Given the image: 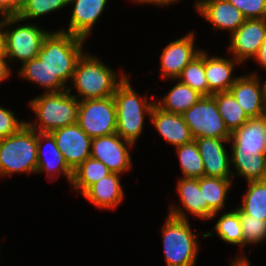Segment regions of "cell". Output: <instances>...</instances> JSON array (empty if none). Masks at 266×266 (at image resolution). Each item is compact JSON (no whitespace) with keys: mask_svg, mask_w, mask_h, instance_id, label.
Listing matches in <instances>:
<instances>
[{"mask_svg":"<svg viewBox=\"0 0 266 266\" xmlns=\"http://www.w3.org/2000/svg\"><path fill=\"white\" fill-rule=\"evenodd\" d=\"M37 131L25 124L18 132L0 139V176L36 173Z\"/></svg>","mask_w":266,"mask_h":266,"instance_id":"cell-5","label":"cell"},{"mask_svg":"<svg viewBox=\"0 0 266 266\" xmlns=\"http://www.w3.org/2000/svg\"><path fill=\"white\" fill-rule=\"evenodd\" d=\"M242 64L235 58L210 57L205 51V76L209 87V96L229 91L238 77H232L236 65Z\"/></svg>","mask_w":266,"mask_h":266,"instance_id":"cell-22","label":"cell"},{"mask_svg":"<svg viewBox=\"0 0 266 266\" xmlns=\"http://www.w3.org/2000/svg\"><path fill=\"white\" fill-rule=\"evenodd\" d=\"M178 79L192 89L197 90L203 96H209V87L205 76L204 50L188 63Z\"/></svg>","mask_w":266,"mask_h":266,"instance_id":"cell-31","label":"cell"},{"mask_svg":"<svg viewBox=\"0 0 266 266\" xmlns=\"http://www.w3.org/2000/svg\"><path fill=\"white\" fill-rule=\"evenodd\" d=\"M0 14L10 16V0H0Z\"/></svg>","mask_w":266,"mask_h":266,"instance_id":"cell-42","label":"cell"},{"mask_svg":"<svg viewBox=\"0 0 266 266\" xmlns=\"http://www.w3.org/2000/svg\"><path fill=\"white\" fill-rule=\"evenodd\" d=\"M189 220L168 214L162 228L164 255L167 266H195L199 241Z\"/></svg>","mask_w":266,"mask_h":266,"instance_id":"cell-6","label":"cell"},{"mask_svg":"<svg viewBox=\"0 0 266 266\" xmlns=\"http://www.w3.org/2000/svg\"><path fill=\"white\" fill-rule=\"evenodd\" d=\"M212 96L230 133L240 128L249 119L230 91L218 92Z\"/></svg>","mask_w":266,"mask_h":266,"instance_id":"cell-27","label":"cell"},{"mask_svg":"<svg viewBox=\"0 0 266 266\" xmlns=\"http://www.w3.org/2000/svg\"><path fill=\"white\" fill-rule=\"evenodd\" d=\"M179 157L183 178H200L204 176V165L195 139L175 147Z\"/></svg>","mask_w":266,"mask_h":266,"instance_id":"cell-30","label":"cell"},{"mask_svg":"<svg viewBox=\"0 0 266 266\" xmlns=\"http://www.w3.org/2000/svg\"><path fill=\"white\" fill-rule=\"evenodd\" d=\"M235 209L239 212L241 220L243 246L266 241V221L244 214L238 207Z\"/></svg>","mask_w":266,"mask_h":266,"instance_id":"cell-33","label":"cell"},{"mask_svg":"<svg viewBox=\"0 0 266 266\" xmlns=\"http://www.w3.org/2000/svg\"><path fill=\"white\" fill-rule=\"evenodd\" d=\"M85 40L60 30L51 31L44 38L37 57L49 70V92L67 90L65 82L72 80Z\"/></svg>","mask_w":266,"mask_h":266,"instance_id":"cell-1","label":"cell"},{"mask_svg":"<svg viewBox=\"0 0 266 266\" xmlns=\"http://www.w3.org/2000/svg\"><path fill=\"white\" fill-rule=\"evenodd\" d=\"M27 121H20L8 108L0 106V139L6 138L18 132Z\"/></svg>","mask_w":266,"mask_h":266,"instance_id":"cell-37","label":"cell"},{"mask_svg":"<svg viewBox=\"0 0 266 266\" xmlns=\"http://www.w3.org/2000/svg\"><path fill=\"white\" fill-rule=\"evenodd\" d=\"M77 124L92 139L116 133V104L113 96L79 101Z\"/></svg>","mask_w":266,"mask_h":266,"instance_id":"cell-9","label":"cell"},{"mask_svg":"<svg viewBox=\"0 0 266 266\" xmlns=\"http://www.w3.org/2000/svg\"><path fill=\"white\" fill-rule=\"evenodd\" d=\"M248 188L237 206L244 214L266 221V180L247 182Z\"/></svg>","mask_w":266,"mask_h":266,"instance_id":"cell-28","label":"cell"},{"mask_svg":"<svg viewBox=\"0 0 266 266\" xmlns=\"http://www.w3.org/2000/svg\"><path fill=\"white\" fill-rule=\"evenodd\" d=\"M195 34L189 32L179 39L171 41L160 57V70L163 79L171 78L177 81L183 69L202 51L195 48Z\"/></svg>","mask_w":266,"mask_h":266,"instance_id":"cell-12","label":"cell"},{"mask_svg":"<svg viewBox=\"0 0 266 266\" xmlns=\"http://www.w3.org/2000/svg\"><path fill=\"white\" fill-rule=\"evenodd\" d=\"M254 61H257V64H259L261 67L266 68V40L262 44L261 49Z\"/></svg>","mask_w":266,"mask_h":266,"instance_id":"cell-41","label":"cell"},{"mask_svg":"<svg viewBox=\"0 0 266 266\" xmlns=\"http://www.w3.org/2000/svg\"><path fill=\"white\" fill-rule=\"evenodd\" d=\"M21 21L22 19L17 15L3 16L4 54L10 64L18 60L23 64L26 61L36 58L44 38L50 32L40 28L36 23H25L24 25L18 24L15 26Z\"/></svg>","mask_w":266,"mask_h":266,"instance_id":"cell-7","label":"cell"},{"mask_svg":"<svg viewBox=\"0 0 266 266\" xmlns=\"http://www.w3.org/2000/svg\"><path fill=\"white\" fill-rule=\"evenodd\" d=\"M232 184V179L209 176L199 178V186L201 192H203L204 202H207L208 207L215 213L210 220L214 219L218 212L223 211Z\"/></svg>","mask_w":266,"mask_h":266,"instance_id":"cell-25","label":"cell"},{"mask_svg":"<svg viewBox=\"0 0 266 266\" xmlns=\"http://www.w3.org/2000/svg\"><path fill=\"white\" fill-rule=\"evenodd\" d=\"M116 104V133L132 144L140 137L144 127V115L150 117L155 102L139 96L131 86L128 77L118 84L113 95Z\"/></svg>","mask_w":266,"mask_h":266,"instance_id":"cell-4","label":"cell"},{"mask_svg":"<svg viewBox=\"0 0 266 266\" xmlns=\"http://www.w3.org/2000/svg\"><path fill=\"white\" fill-rule=\"evenodd\" d=\"M230 156L266 154V114L249 118L240 128L231 133Z\"/></svg>","mask_w":266,"mask_h":266,"instance_id":"cell-13","label":"cell"},{"mask_svg":"<svg viewBox=\"0 0 266 266\" xmlns=\"http://www.w3.org/2000/svg\"><path fill=\"white\" fill-rule=\"evenodd\" d=\"M121 174L112 172L91 185L82 195L98 208L113 209L124 199Z\"/></svg>","mask_w":266,"mask_h":266,"instance_id":"cell-23","label":"cell"},{"mask_svg":"<svg viewBox=\"0 0 266 266\" xmlns=\"http://www.w3.org/2000/svg\"><path fill=\"white\" fill-rule=\"evenodd\" d=\"M107 2L108 0H70L73 7L69 26L67 30H59L87 39L104 11Z\"/></svg>","mask_w":266,"mask_h":266,"instance_id":"cell-20","label":"cell"},{"mask_svg":"<svg viewBox=\"0 0 266 266\" xmlns=\"http://www.w3.org/2000/svg\"><path fill=\"white\" fill-rule=\"evenodd\" d=\"M246 19L266 18V0H228Z\"/></svg>","mask_w":266,"mask_h":266,"instance_id":"cell-36","label":"cell"},{"mask_svg":"<svg viewBox=\"0 0 266 266\" xmlns=\"http://www.w3.org/2000/svg\"><path fill=\"white\" fill-rule=\"evenodd\" d=\"M9 60L6 58L5 54L3 53L0 55V82L8 79L11 73V66L9 65Z\"/></svg>","mask_w":266,"mask_h":266,"instance_id":"cell-38","label":"cell"},{"mask_svg":"<svg viewBox=\"0 0 266 266\" xmlns=\"http://www.w3.org/2000/svg\"><path fill=\"white\" fill-rule=\"evenodd\" d=\"M112 173L101 161L92 157L87 158L75 170L71 187L83 194L91 185Z\"/></svg>","mask_w":266,"mask_h":266,"instance_id":"cell-26","label":"cell"},{"mask_svg":"<svg viewBox=\"0 0 266 266\" xmlns=\"http://www.w3.org/2000/svg\"><path fill=\"white\" fill-rule=\"evenodd\" d=\"M149 118L159 135L175 147L194 140L181 114L167 112L155 103Z\"/></svg>","mask_w":266,"mask_h":266,"instance_id":"cell-21","label":"cell"},{"mask_svg":"<svg viewBox=\"0 0 266 266\" xmlns=\"http://www.w3.org/2000/svg\"><path fill=\"white\" fill-rule=\"evenodd\" d=\"M118 76L117 72L115 73L99 58L84 52L76 64L71 80L74 85L73 89L76 88L78 95L71 93L70 85H67V89L75 98L80 97L79 101L111 97L126 74L122 73Z\"/></svg>","mask_w":266,"mask_h":266,"instance_id":"cell-2","label":"cell"},{"mask_svg":"<svg viewBox=\"0 0 266 266\" xmlns=\"http://www.w3.org/2000/svg\"><path fill=\"white\" fill-rule=\"evenodd\" d=\"M229 91L249 118L266 114V80L262 84L256 71L238 76Z\"/></svg>","mask_w":266,"mask_h":266,"instance_id":"cell-14","label":"cell"},{"mask_svg":"<svg viewBox=\"0 0 266 266\" xmlns=\"http://www.w3.org/2000/svg\"><path fill=\"white\" fill-rule=\"evenodd\" d=\"M70 5V0H28L17 15L22 21L42 17Z\"/></svg>","mask_w":266,"mask_h":266,"instance_id":"cell-34","label":"cell"},{"mask_svg":"<svg viewBox=\"0 0 266 266\" xmlns=\"http://www.w3.org/2000/svg\"><path fill=\"white\" fill-rule=\"evenodd\" d=\"M133 145L117 133L100 136L91 140L90 157L101 161L112 172L122 174L133 165L129 153V147Z\"/></svg>","mask_w":266,"mask_h":266,"instance_id":"cell-10","label":"cell"},{"mask_svg":"<svg viewBox=\"0 0 266 266\" xmlns=\"http://www.w3.org/2000/svg\"><path fill=\"white\" fill-rule=\"evenodd\" d=\"M177 192L180 196V201L184 209L178 205H172L169 209V215L187 220V214L190 212L192 216L201 218L204 221L211 219L215 214L209 207L207 202H204L203 192H201L199 186V178H179L177 182ZM184 210V211H183Z\"/></svg>","mask_w":266,"mask_h":266,"instance_id":"cell-16","label":"cell"},{"mask_svg":"<svg viewBox=\"0 0 266 266\" xmlns=\"http://www.w3.org/2000/svg\"><path fill=\"white\" fill-rule=\"evenodd\" d=\"M214 230L222 241L244 248L241 220L236 209L224 212L217 220Z\"/></svg>","mask_w":266,"mask_h":266,"instance_id":"cell-32","label":"cell"},{"mask_svg":"<svg viewBox=\"0 0 266 266\" xmlns=\"http://www.w3.org/2000/svg\"><path fill=\"white\" fill-rule=\"evenodd\" d=\"M51 134L55 138L57 148L72 170L90 157L92 138L77 123L57 129Z\"/></svg>","mask_w":266,"mask_h":266,"instance_id":"cell-15","label":"cell"},{"mask_svg":"<svg viewBox=\"0 0 266 266\" xmlns=\"http://www.w3.org/2000/svg\"><path fill=\"white\" fill-rule=\"evenodd\" d=\"M28 0H10V16L18 15Z\"/></svg>","mask_w":266,"mask_h":266,"instance_id":"cell-39","label":"cell"},{"mask_svg":"<svg viewBox=\"0 0 266 266\" xmlns=\"http://www.w3.org/2000/svg\"><path fill=\"white\" fill-rule=\"evenodd\" d=\"M195 141L203 160L204 176L231 179V159L224 146L229 139L198 137Z\"/></svg>","mask_w":266,"mask_h":266,"instance_id":"cell-17","label":"cell"},{"mask_svg":"<svg viewBox=\"0 0 266 266\" xmlns=\"http://www.w3.org/2000/svg\"><path fill=\"white\" fill-rule=\"evenodd\" d=\"M181 115L193 139L198 137L230 139L231 133L226 128L212 95L202 96Z\"/></svg>","mask_w":266,"mask_h":266,"instance_id":"cell-8","label":"cell"},{"mask_svg":"<svg viewBox=\"0 0 266 266\" xmlns=\"http://www.w3.org/2000/svg\"><path fill=\"white\" fill-rule=\"evenodd\" d=\"M30 106L36 120L26 124L37 132L51 133L77 123L79 100L68 89L61 92H43L30 100Z\"/></svg>","mask_w":266,"mask_h":266,"instance_id":"cell-3","label":"cell"},{"mask_svg":"<svg viewBox=\"0 0 266 266\" xmlns=\"http://www.w3.org/2000/svg\"><path fill=\"white\" fill-rule=\"evenodd\" d=\"M44 150L46 153H44ZM37 158L36 173L45 172L46 176H56L57 178L62 173L71 184L73 170L67 165L64 156L57 148L55 138L51 133L37 132Z\"/></svg>","mask_w":266,"mask_h":266,"instance_id":"cell-19","label":"cell"},{"mask_svg":"<svg viewBox=\"0 0 266 266\" xmlns=\"http://www.w3.org/2000/svg\"><path fill=\"white\" fill-rule=\"evenodd\" d=\"M17 72L21 78L30 80L43 87L46 93L49 92V70L38 57L24 62Z\"/></svg>","mask_w":266,"mask_h":266,"instance_id":"cell-35","label":"cell"},{"mask_svg":"<svg viewBox=\"0 0 266 266\" xmlns=\"http://www.w3.org/2000/svg\"><path fill=\"white\" fill-rule=\"evenodd\" d=\"M230 37L227 50L233 58L242 64L248 59H255L266 40V18L246 19Z\"/></svg>","mask_w":266,"mask_h":266,"instance_id":"cell-11","label":"cell"},{"mask_svg":"<svg viewBox=\"0 0 266 266\" xmlns=\"http://www.w3.org/2000/svg\"><path fill=\"white\" fill-rule=\"evenodd\" d=\"M231 165L235 167L236 173L247 182L266 180V154H256L251 156H231Z\"/></svg>","mask_w":266,"mask_h":266,"instance_id":"cell-29","label":"cell"},{"mask_svg":"<svg viewBox=\"0 0 266 266\" xmlns=\"http://www.w3.org/2000/svg\"><path fill=\"white\" fill-rule=\"evenodd\" d=\"M4 53V44H3V18L0 21V55Z\"/></svg>","mask_w":266,"mask_h":266,"instance_id":"cell-43","label":"cell"},{"mask_svg":"<svg viewBox=\"0 0 266 266\" xmlns=\"http://www.w3.org/2000/svg\"><path fill=\"white\" fill-rule=\"evenodd\" d=\"M135 1V2H134ZM177 1L179 0H133L134 3H141L143 4H153V5H158V6H166V5H170L173 3H177Z\"/></svg>","mask_w":266,"mask_h":266,"instance_id":"cell-40","label":"cell"},{"mask_svg":"<svg viewBox=\"0 0 266 266\" xmlns=\"http://www.w3.org/2000/svg\"><path fill=\"white\" fill-rule=\"evenodd\" d=\"M178 83L172 87L169 92L160 100L155 102L161 109L175 114H183L192 105H194L203 95L190 86Z\"/></svg>","mask_w":266,"mask_h":266,"instance_id":"cell-24","label":"cell"},{"mask_svg":"<svg viewBox=\"0 0 266 266\" xmlns=\"http://www.w3.org/2000/svg\"><path fill=\"white\" fill-rule=\"evenodd\" d=\"M195 9L217 30L232 35L246 20L245 16L228 0H197Z\"/></svg>","mask_w":266,"mask_h":266,"instance_id":"cell-18","label":"cell"}]
</instances>
